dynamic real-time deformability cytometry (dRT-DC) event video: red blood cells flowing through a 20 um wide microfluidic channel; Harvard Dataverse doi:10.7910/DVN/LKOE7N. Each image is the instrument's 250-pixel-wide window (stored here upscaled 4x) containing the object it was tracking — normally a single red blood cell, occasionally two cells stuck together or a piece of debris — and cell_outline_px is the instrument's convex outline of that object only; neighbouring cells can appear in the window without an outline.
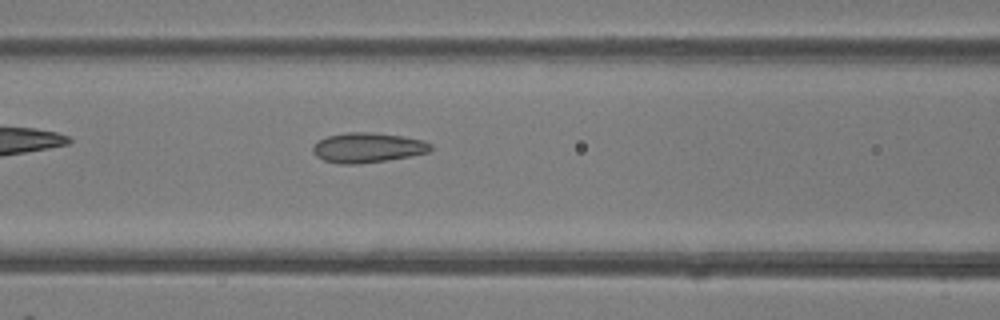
{"species": "common noctule bat (a hibernating species)", "species_latin": "Nyctalus noctula", "temperature_condition": "room temperature", "stored_images_in_passage": 33, "camera_frame_rate_fps": 3000, "um_per_image_px": 0.085, "animal": {"sex": "female"}, "frame": {"image": 1, "passage_image": 5, "time_ms": 1.333, "image_size_px": [1000, 320], "cell_outline_px": [[432, 148], [428, 152], [388, 160], [360, 164], [340, 164], [324, 160], [316, 156], [312, 152], [312, 148], [320, 140], [328, 136], [348, 132], [372, 132], [404, 136], [424, 140], [432, 144]], "centroid_in_image_um": [31.27, 12.55], "position_along_channel_um": 135.3, "area_um2": 20.52}}
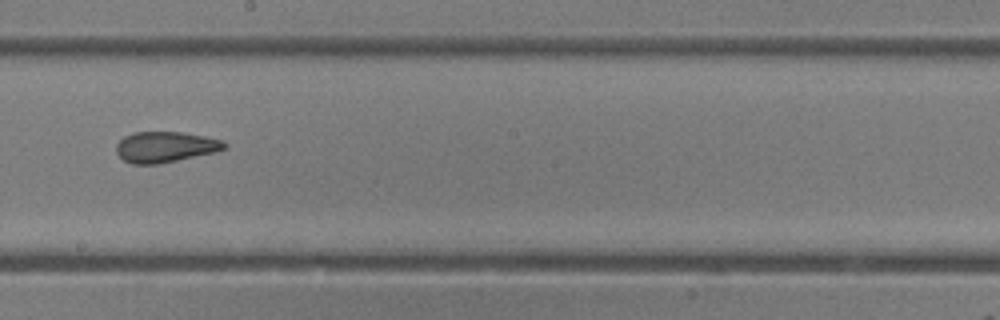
{"frame": {"image": 2, "passage_image": 12, "time_ms": 3.667, "image_size_px": [1000, 320], "cell_outline_px": [[228, 144], [224, 148], [216, 152], [156, 164], [132, 164], [124, 160], [116, 152], [116, 144], [124, 136], [132, 132], [180, 132], [204, 136], [224, 140]], "centroid_in_image_um": [14.04, 12.48], "position_along_channel_um": 234.2, "area_um2": 19.31}}
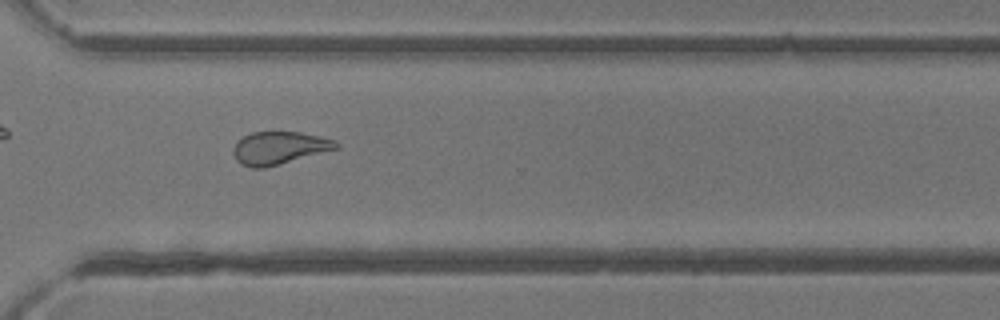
{"frame": {"image": 3, "passage_image": 20, "time_ms": 6.333, "image_size_px": [1000, 320], "cell_outline_px": [[340, 144], [336, 148], [264, 168], [252, 168], [240, 164], [236, 160], [232, 152], [232, 148], [244, 136], [252, 132], [300, 132], [320, 136], [336, 140]], "centroid_in_image_um": [23.69, 12.57], "position_along_channel_um": 346.9, "area_um2": 19.31}}